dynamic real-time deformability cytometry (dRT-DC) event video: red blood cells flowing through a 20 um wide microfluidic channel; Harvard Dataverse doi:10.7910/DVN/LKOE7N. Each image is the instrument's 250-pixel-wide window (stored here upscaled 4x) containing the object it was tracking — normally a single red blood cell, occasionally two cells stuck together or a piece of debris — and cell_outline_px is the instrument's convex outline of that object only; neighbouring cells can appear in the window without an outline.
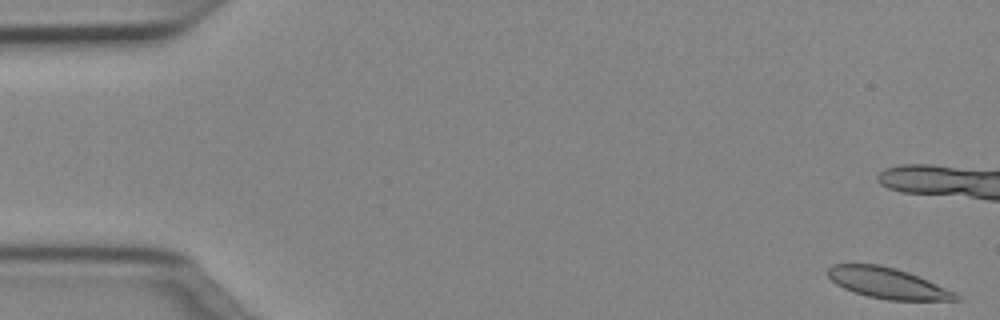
{"species": "Egyptian fruit bat (a non-hibernating species)", "species_latin": "Rousettus aegyptiacus", "temperature_condition": "cold", "stored_images_in_passage": 8, "camera_frame_rate_fps": 3000, "um_per_image_px": 0.085, "animal": {"sex": "female"}, "frame": {"image": 1, "passage_image": 1, "time_ms": 0.0, "image_size_px": [1000, 320], "cell_outline_px": [[964, 300], [888, 300], [868, 296], [852, 292], [836, 284], [828, 276], [828, 268], [832, 264], [880, 264], [896, 268], [908, 272], [928, 280], [956, 292]], "centroid_in_image_um": [75.46, 24.07], "position_along_channel_um": 9.5, "area_um2": 23.0}}